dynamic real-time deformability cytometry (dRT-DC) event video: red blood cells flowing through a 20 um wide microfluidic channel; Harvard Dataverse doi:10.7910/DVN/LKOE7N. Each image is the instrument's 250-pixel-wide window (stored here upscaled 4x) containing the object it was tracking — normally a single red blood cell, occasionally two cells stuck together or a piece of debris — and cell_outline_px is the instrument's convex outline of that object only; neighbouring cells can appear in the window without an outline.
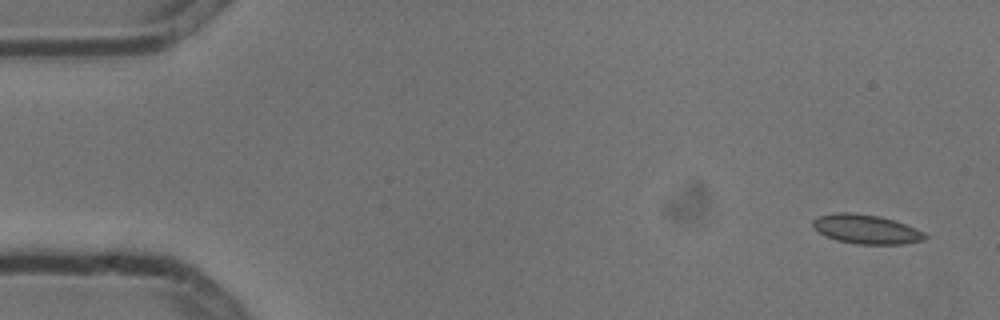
{"species": "common noctule bat (a hibernating species)", "species_latin": "Nyctalus noctula", "temperature_condition": "cold", "stored_images_in_passage": 5, "camera_frame_rate_fps": 3000, "um_per_image_px": 0.085, "animal": {"sex": "male", "body_mass_g": 13.3}, "frame": {"image": 1, "passage_image": 1, "time_ms": 0.0, "image_size_px": [1000, 320], "cell_outline_px": [[928, 236], [924, 240], [904, 244], [856, 244], [836, 240], [824, 236], [812, 224], [812, 220], [816, 216], [832, 212], [852, 212], [880, 216], [896, 220], [916, 228], [924, 232]], "centroid_in_image_um": [73.62, 19.47], "position_along_channel_um": 11.4, "area_um2": 19.42}}
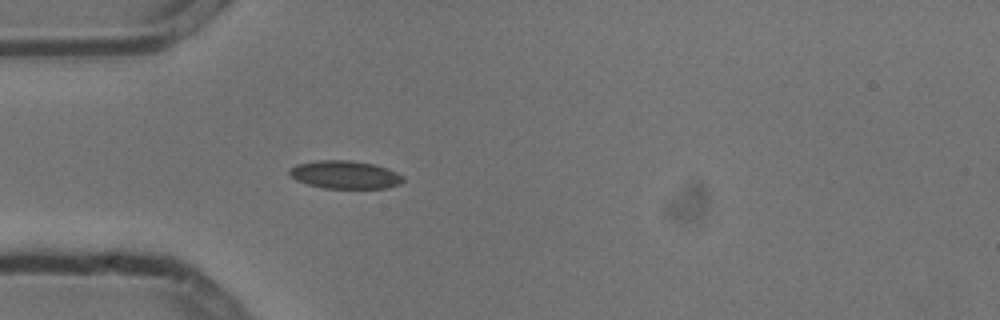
{"frame": {"image": 2, "passage_image": 5, "time_ms": 1.333, "image_size_px": [1000, 320], "cell_outline_px": [[404, 180], [400, 184], [388, 188], [324, 188], [308, 184], [296, 180], [288, 176], [288, 168], [296, 164], [316, 160], [352, 160], [372, 164], [388, 168], [404, 176]], "centroid_in_image_um": [29.3, 14.84], "position_along_channel_um": 55.7, "area_um2": 18.79}}